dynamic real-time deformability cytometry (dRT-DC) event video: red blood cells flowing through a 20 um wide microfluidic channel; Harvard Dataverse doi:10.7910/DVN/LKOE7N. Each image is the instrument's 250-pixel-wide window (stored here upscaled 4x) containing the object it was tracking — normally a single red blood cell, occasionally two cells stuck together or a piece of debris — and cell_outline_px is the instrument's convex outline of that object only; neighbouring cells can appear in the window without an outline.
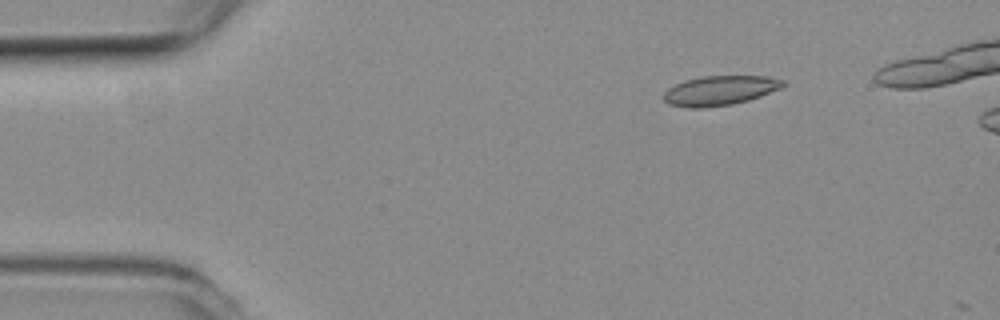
{"species": "common noctule bat (a hibernating species)", "species_latin": "Nyctalus noctula", "temperature_condition": "room temperature", "stored_images_in_passage": 6, "segment_of_instrument_passage": [2, 2], "camera_frame_rate_fps": 3000, "um_per_image_px": 0.085, "animal": {"sex": "female", "body_mass_g": 19.3, "forearm_length_mm": 54.1}, "frame": {"image": 1, "passage_image": 6, "time_ms": 1.667, "image_size_px": [1000, 320], "cell_outline_px": [[784, 84], [780, 88], [760, 96], [748, 100], [732, 104], [700, 108], [688, 108], [668, 104], [664, 100], [664, 92], [668, 88], [684, 80], [700, 76], [768, 76], [784, 80]], "centroid_in_image_um": [61.15, 7.69], "position_along_channel_um": 23.8, "area_um2": 20.52}}